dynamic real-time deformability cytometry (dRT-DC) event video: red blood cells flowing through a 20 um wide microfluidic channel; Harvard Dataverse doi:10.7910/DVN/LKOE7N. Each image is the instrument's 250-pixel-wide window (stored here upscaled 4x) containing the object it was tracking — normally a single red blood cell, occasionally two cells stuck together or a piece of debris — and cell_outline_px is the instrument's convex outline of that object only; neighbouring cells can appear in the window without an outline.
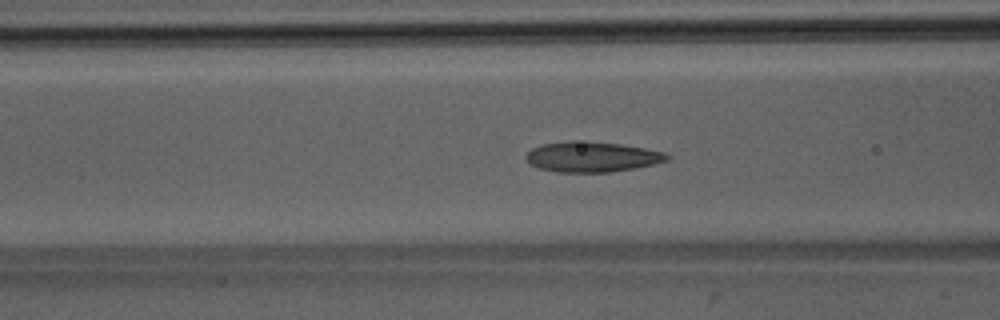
{"species": "Egyptian fruit bat (a non-hibernating species)", "species_latin": "Rousettus aegyptiacus", "temperature_condition": "room temperature", "stored_images_in_passage": 47, "camera_frame_rate_fps": 3000, "um_per_image_px": 0.085, "animal": {"sex": "male"}, "frame": {"image": 1, "passage_image": 21, "time_ms": 6.667, "image_size_px": [1000, 320], "cell_outline_px": [[672, 156], [668, 160], [636, 168], [608, 172], [556, 172], [540, 168], [532, 164], [524, 156], [532, 148], [540, 144], [568, 140], [588, 140], [620, 144], [644, 148], [664, 152]], "centroid_in_image_um": [50.31, 13.31], "position_along_channel_um": 116.3, "area_um2": 25.09}}
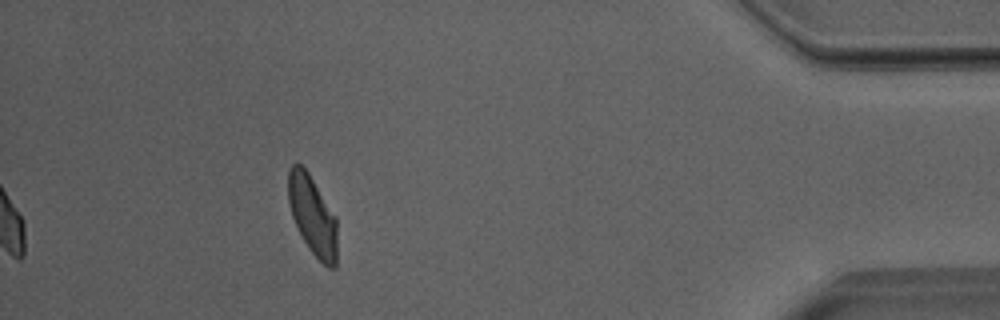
{"frame": {"image": 2, "passage_image": 47, "time_ms": 15.333, "image_size_px": [1000, 320], "cell_outline_px": [[336, 268], [328, 268], [308, 248], [292, 216], [288, 200], [288, 172], [292, 164], [300, 164], [308, 172], [336, 216]], "centroid_in_image_um": [26.57, 18.3], "position_along_channel_um": 408.6, "area_um2": 22.31}, "authors_computed_cell_mechanics": {"area_um2": 24.1604, "velocity_mm_per_s": 3.9818, "shape_relaxation_time_tau1_ms": 3.7565, "shape_relaxation_time_tau2_ms": 1.5846, "deformation_change_tau1": 0.1383, "deformation_change_tau2": 0.0838}}